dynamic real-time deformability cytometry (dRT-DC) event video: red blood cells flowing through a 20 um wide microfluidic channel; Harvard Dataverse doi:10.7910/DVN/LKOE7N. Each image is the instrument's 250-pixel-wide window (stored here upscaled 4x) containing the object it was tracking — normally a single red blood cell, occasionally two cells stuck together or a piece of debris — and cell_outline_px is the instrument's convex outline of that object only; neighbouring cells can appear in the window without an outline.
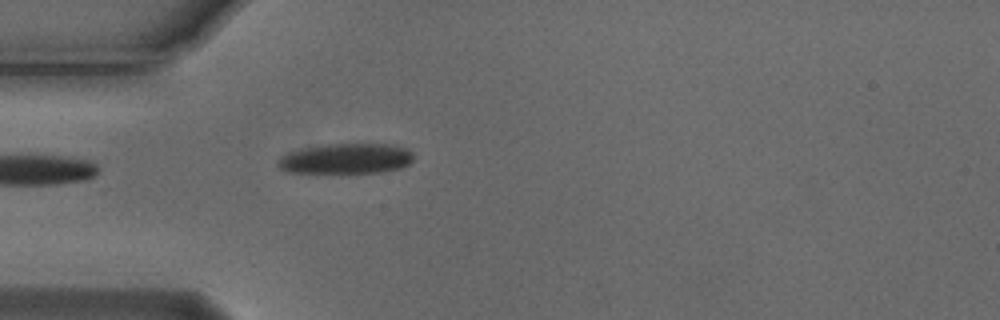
{"species": "Egyptian fruit bat (a non-hibernating species)", "species_latin": "Rousettus aegyptiacus", "temperature_condition": "cold", "stored_images_in_passage": 1, "camera_frame_rate_fps": 3000, "um_per_image_px": 0.085, "animal": {"sex": "male"}, "frame": {"image": 1, "passage_image": 1, "time_ms": 0.0, "image_size_px": [1000, 320], "cell_outline_px": [[412, 160], [408, 164], [400, 168], [380, 172], [288, 172], [280, 168], [280, 156], [288, 152], [300, 148], [328, 144], [388, 144], [408, 148], [412, 152]], "centroid_in_image_um": [29.43, 13.47], "position_along_channel_um": 55.6, "area_um2": 23.7}}